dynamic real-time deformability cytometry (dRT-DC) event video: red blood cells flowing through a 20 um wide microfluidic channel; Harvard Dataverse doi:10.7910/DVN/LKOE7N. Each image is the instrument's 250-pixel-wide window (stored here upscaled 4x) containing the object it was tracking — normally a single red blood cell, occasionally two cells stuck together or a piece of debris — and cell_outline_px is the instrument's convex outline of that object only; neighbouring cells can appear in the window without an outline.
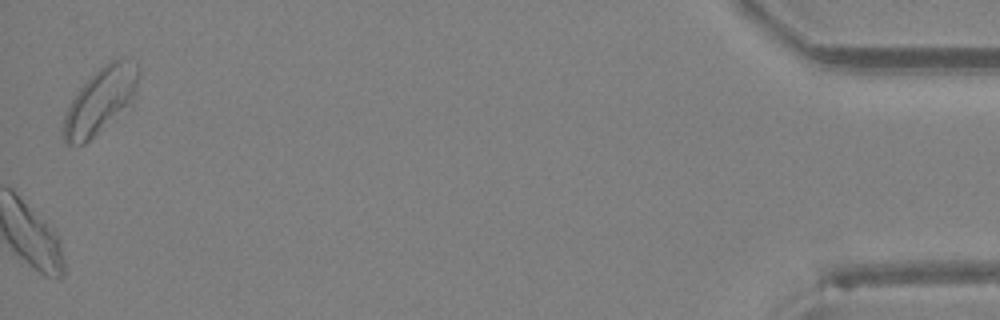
{"species": "Egyptian fruit bat (a non-hibernating species)", "species_latin": "Rousettus aegyptiacus", "temperature_condition": "room temperature", "stored_images_in_passage": 30, "camera_frame_rate_fps": 3000, "um_per_image_px": 0.085, "animal": {"sex": "female"}, "frame": {"image": 1, "passage_image": 30, "time_ms": 9.667, "image_size_px": [1000, 320], "cell_outline_px": [[140, 72], [136, 92], [132, 104], [84, 144], [76, 148], [68, 144], [64, 140], [60, 128], [64, 112], [68, 104], [76, 92], [104, 64], [116, 56], [124, 56], [136, 60], [140, 64]], "centroid_in_image_um": [8.55, 8.52], "position_along_channel_um": 426.7, "area_um2": 29.77}}